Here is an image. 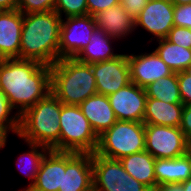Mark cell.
I'll use <instances>...</instances> for the list:
<instances>
[{"label":"cell","instance_id":"1","mask_svg":"<svg viewBox=\"0 0 191 191\" xmlns=\"http://www.w3.org/2000/svg\"><path fill=\"white\" fill-rule=\"evenodd\" d=\"M51 66L33 60L0 59V91L20 116L51 92Z\"/></svg>","mask_w":191,"mask_h":191},{"label":"cell","instance_id":"2","mask_svg":"<svg viewBox=\"0 0 191 191\" xmlns=\"http://www.w3.org/2000/svg\"><path fill=\"white\" fill-rule=\"evenodd\" d=\"M61 20L55 11L23 14L19 59L55 64L59 60Z\"/></svg>","mask_w":191,"mask_h":191},{"label":"cell","instance_id":"3","mask_svg":"<svg viewBox=\"0 0 191 191\" xmlns=\"http://www.w3.org/2000/svg\"><path fill=\"white\" fill-rule=\"evenodd\" d=\"M50 87L51 93L67 105H80L97 94L91 65L75 58H61L51 66Z\"/></svg>","mask_w":191,"mask_h":191},{"label":"cell","instance_id":"4","mask_svg":"<svg viewBox=\"0 0 191 191\" xmlns=\"http://www.w3.org/2000/svg\"><path fill=\"white\" fill-rule=\"evenodd\" d=\"M60 113L61 102L50 92L19 116L18 138L51 150L60 139Z\"/></svg>","mask_w":191,"mask_h":191},{"label":"cell","instance_id":"5","mask_svg":"<svg viewBox=\"0 0 191 191\" xmlns=\"http://www.w3.org/2000/svg\"><path fill=\"white\" fill-rule=\"evenodd\" d=\"M60 139L51 149L55 151L95 153L98 136L78 105L61 103Z\"/></svg>","mask_w":191,"mask_h":191},{"label":"cell","instance_id":"6","mask_svg":"<svg viewBox=\"0 0 191 191\" xmlns=\"http://www.w3.org/2000/svg\"><path fill=\"white\" fill-rule=\"evenodd\" d=\"M145 151V124L143 122L117 120L108 130L98 136L96 154L120 160Z\"/></svg>","mask_w":191,"mask_h":191},{"label":"cell","instance_id":"7","mask_svg":"<svg viewBox=\"0 0 191 191\" xmlns=\"http://www.w3.org/2000/svg\"><path fill=\"white\" fill-rule=\"evenodd\" d=\"M93 191H151L131 177L120 160L92 154Z\"/></svg>","mask_w":191,"mask_h":191},{"label":"cell","instance_id":"8","mask_svg":"<svg viewBox=\"0 0 191 191\" xmlns=\"http://www.w3.org/2000/svg\"><path fill=\"white\" fill-rule=\"evenodd\" d=\"M145 150L155 159H173L191 150L179 127L145 124Z\"/></svg>","mask_w":191,"mask_h":191},{"label":"cell","instance_id":"9","mask_svg":"<svg viewBox=\"0 0 191 191\" xmlns=\"http://www.w3.org/2000/svg\"><path fill=\"white\" fill-rule=\"evenodd\" d=\"M95 29V20L91 15L62 18L59 36V60L61 58H75L88 45Z\"/></svg>","mask_w":191,"mask_h":191},{"label":"cell","instance_id":"10","mask_svg":"<svg viewBox=\"0 0 191 191\" xmlns=\"http://www.w3.org/2000/svg\"><path fill=\"white\" fill-rule=\"evenodd\" d=\"M173 27L174 4L169 0H149L135 20V30L141 28L152 35L149 43L165 39Z\"/></svg>","mask_w":191,"mask_h":191},{"label":"cell","instance_id":"11","mask_svg":"<svg viewBox=\"0 0 191 191\" xmlns=\"http://www.w3.org/2000/svg\"><path fill=\"white\" fill-rule=\"evenodd\" d=\"M90 65L96 79L97 94L108 96L131 82L126 53H120L114 59Z\"/></svg>","mask_w":191,"mask_h":191},{"label":"cell","instance_id":"12","mask_svg":"<svg viewBox=\"0 0 191 191\" xmlns=\"http://www.w3.org/2000/svg\"><path fill=\"white\" fill-rule=\"evenodd\" d=\"M127 60L130 68V81L141 88L174 73L154 50L149 52L146 50L138 54L127 53Z\"/></svg>","mask_w":191,"mask_h":191},{"label":"cell","instance_id":"13","mask_svg":"<svg viewBox=\"0 0 191 191\" xmlns=\"http://www.w3.org/2000/svg\"><path fill=\"white\" fill-rule=\"evenodd\" d=\"M108 98L117 120L143 122L147 100L145 88L130 82Z\"/></svg>","mask_w":191,"mask_h":191},{"label":"cell","instance_id":"14","mask_svg":"<svg viewBox=\"0 0 191 191\" xmlns=\"http://www.w3.org/2000/svg\"><path fill=\"white\" fill-rule=\"evenodd\" d=\"M58 191H93L92 153L65 152L62 189Z\"/></svg>","mask_w":191,"mask_h":191},{"label":"cell","instance_id":"15","mask_svg":"<svg viewBox=\"0 0 191 191\" xmlns=\"http://www.w3.org/2000/svg\"><path fill=\"white\" fill-rule=\"evenodd\" d=\"M22 25L19 10L0 11V59H19Z\"/></svg>","mask_w":191,"mask_h":191},{"label":"cell","instance_id":"16","mask_svg":"<svg viewBox=\"0 0 191 191\" xmlns=\"http://www.w3.org/2000/svg\"><path fill=\"white\" fill-rule=\"evenodd\" d=\"M65 151L49 150L41 161L32 187L27 191H58L62 189Z\"/></svg>","mask_w":191,"mask_h":191},{"label":"cell","instance_id":"17","mask_svg":"<svg viewBox=\"0 0 191 191\" xmlns=\"http://www.w3.org/2000/svg\"><path fill=\"white\" fill-rule=\"evenodd\" d=\"M97 29L103 30L111 38L119 41L128 39L135 33V20L128 14L121 4L101 11L94 16Z\"/></svg>","mask_w":191,"mask_h":191},{"label":"cell","instance_id":"18","mask_svg":"<svg viewBox=\"0 0 191 191\" xmlns=\"http://www.w3.org/2000/svg\"><path fill=\"white\" fill-rule=\"evenodd\" d=\"M78 106L97 136L110 129L117 121L106 95L95 94Z\"/></svg>","mask_w":191,"mask_h":191},{"label":"cell","instance_id":"19","mask_svg":"<svg viewBox=\"0 0 191 191\" xmlns=\"http://www.w3.org/2000/svg\"><path fill=\"white\" fill-rule=\"evenodd\" d=\"M154 171L157 186L182 183L191 178V150L173 159H156Z\"/></svg>","mask_w":191,"mask_h":191},{"label":"cell","instance_id":"20","mask_svg":"<svg viewBox=\"0 0 191 191\" xmlns=\"http://www.w3.org/2000/svg\"><path fill=\"white\" fill-rule=\"evenodd\" d=\"M183 108L182 103H166L162 100L147 98L143 123L179 127Z\"/></svg>","mask_w":191,"mask_h":191},{"label":"cell","instance_id":"21","mask_svg":"<svg viewBox=\"0 0 191 191\" xmlns=\"http://www.w3.org/2000/svg\"><path fill=\"white\" fill-rule=\"evenodd\" d=\"M117 40L111 38L101 29H95L90 41L75 59L84 64H93L106 60H111L120 55L116 53L113 45ZM115 52V53H114Z\"/></svg>","mask_w":191,"mask_h":191},{"label":"cell","instance_id":"22","mask_svg":"<svg viewBox=\"0 0 191 191\" xmlns=\"http://www.w3.org/2000/svg\"><path fill=\"white\" fill-rule=\"evenodd\" d=\"M156 159L148 151H140L120 159L125 171L151 191L157 187L154 171Z\"/></svg>","mask_w":191,"mask_h":191},{"label":"cell","instance_id":"23","mask_svg":"<svg viewBox=\"0 0 191 191\" xmlns=\"http://www.w3.org/2000/svg\"><path fill=\"white\" fill-rule=\"evenodd\" d=\"M154 43H158V46L153 50L174 73L184 71L191 64V49L173 44L166 38Z\"/></svg>","mask_w":191,"mask_h":191},{"label":"cell","instance_id":"24","mask_svg":"<svg viewBox=\"0 0 191 191\" xmlns=\"http://www.w3.org/2000/svg\"><path fill=\"white\" fill-rule=\"evenodd\" d=\"M25 144H27L26 146H28L29 150L17 157L16 166L22 174L28 177L29 184L22 187L19 191H27L32 187L38 174L41 161L50 150L48 147L35 143L25 142Z\"/></svg>","mask_w":191,"mask_h":191},{"label":"cell","instance_id":"25","mask_svg":"<svg viewBox=\"0 0 191 191\" xmlns=\"http://www.w3.org/2000/svg\"><path fill=\"white\" fill-rule=\"evenodd\" d=\"M147 98L162 100L166 103H182L178 73L162 77L145 87Z\"/></svg>","mask_w":191,"mask_h":191},{"label":"cell","instance_id":"26","mask_svg":"<svg viewBox=\"0 0 191 191\" xmlns=\"http://www.w3.org/2000/svg\"><path fill=\"white\" fill-rule=\"evenodd\" d=\"M18 130L19 115L11 107L5 93L0 91V136L3 139H7L10 133L17 136Z\"/></svg>","mask_w":191,"mask_h":191},{"label":"cell","instance_id":"27","mask_svg":"<svg viewBox=\"0 0 191 191\" xmlns=\"http://www.w3.org/2000/svg\"><path fill=\"white\" fill-rule=\"evenodd\" d=\"M54 11L61 17L87 15V0H56Z\"/></svg>","mask_w":191,"mask_h":191},{"label":"cell","instance_id":"28","mask_svg":"<svg viewBox=\"0 0 191 191\" xmlns=\"http://www.w3.org/2000/svg\"><path fill=\"white\" fill-rule=\"evenodd\" d=\"M56 0H19L17 10L22 14L54 11Z\"/></svg>","mask_w":191,"mask_h":191},{"label":"cell","instance_id":"29","mask_svg":"<svg viewBox=\"0 0 191 191\" xmlns=\"http://www.w3.org/2000/svg\"><path fill=\"white\" fill-rule=\"evenodd\" d=\"M166 39L173 44L191 49V29L189 28L174 26Z\"/></svg>","mask_w":191,"mask_h":191},{"label":"cell","instance_id":"30","mask_svg":"<svg viewBox=\"0 0 191 191\" xmlns=\"http://www.w3.org/2000/svg\"><path fill=\"white\" fill-rule=\"evenodd\" d=\"M174 26L191 29V3L174 5Z\"/></svg>","mask_w":191,"mask_h":191},{"label":"cell","instance_id":"31","mask_svg":"<svg viewBox=\"0 0 191 191\" xmlns=\"http://www.w3.org/2000/svg\"><path fill=\"white\" fill-rule=\"evenodd\" d=\"M178 86L183 105H191V76L185 71L178 73Z\"/></svg>","mask_w":191,"mask_h":191},{"label":"cell","instance_id":"32","mask_svg":"<svg viewBox=\"0 0 191 191\" xmlns=\"http://www.w3.org/2000/svg\"><path fill=\"white\" fill-rule=\"evenodd\" d=\"M118 4H120V0H87V15L94 16Z\"/></svg>","mask_w":191,"mask_h":191},{"label":"cell","instance_id":"33","mask_svg":"<svg viewBox=\"0 0 191 191\" xmlns=\"http://www.w3.org/2000/svg\"><path fill=\"white\" fill-rule=\"evenodd\" d=\"M148 2L149 0H120L121 6L134 20L140 15V12L146 7Z\"/></svg>","mask_w":191,"mask_h":191},{"label":"cell","instance_id":"34","mask_svg":"<svg viewBox=\"0 0 191 191\" xmlns=\"http://www.w3.org/2000/svg\"><path fill=\"white\" fill-rule=\"evenodd\" d=\"M179 128L184 133L186 140L191 144V105H184Z\"/></svg>","mask_w":191,"mask_h":191},{"label":"cell","instance_id":"35","mask_svg":"<svg viewBox=\"0 0 191 191\" xmlns=\"http://www.w3.org/2000/svg\"><path fill=\"white\" fill-rule=\"evenodd\" d=\"M154 191H184L181 183H167L158 185Z\"/></svg>","mask_w":191,"mask_h":191},{"label":"cell","instance_id":"36","mask_svg":"<svg viewBox=\"0 0 191 191\" xmlns=\"http://www.w3.org/2000/svg\"><path fill=\"white\" fill-rule=\"evenodd\" d=\"M18 3L19 0H0V11L17 9Z\"/></svg>","mask_w":191,"mask_h":191},{"label":"cell","instance_id":"37","mask_svg":"<svg viewBox=\"0 0 191 191\" xmlns=\"http://www.w3.org/2000/svg\"><path fill=\"white\" fill-rule=\"evenodd\" d=\"M181 184H182L184 191H191V178L182 182Z\"/></svg>","mask_w":191,"mask_h":191},{"label":"cell","instance_id":"38","mask_svg":"<svg viewBox=\"0 0 191 191\" xmlns=\"http://www.w3.org/2000/svg\"><path fill=\"white\" fill-rule=\"evenodd\" d=\"M174 5L190 4L191 0H169Z\"/></svg>","mask_w":191,"mask_h":191},{"label":"cell","instance_id":"39","mask_svg":"<svg viewBox=\"0 0 191 191\" xmlns=\"http://www.w3.org/2000/svg\"><path fill=\"white\" fill-rule=\"evenodd\" d=\"M8 143V138L7 139H3L1 136H0V149H5L4 147H6Z\"/></svg>","mask_w":191,"mask_h":191},{"label":"cell","instance_id":"40","mask_svg":"<svg viewBox=\"0 0 191 191\" xmlns=\"http://www.w3.org/2000/svg\"><path fill=\"white\" fill-rule=\"evenodd\" d=\"M184 71L191 76V64Z\"/></svg>","mask_w":191,"mask_h":191}]
</instances>
